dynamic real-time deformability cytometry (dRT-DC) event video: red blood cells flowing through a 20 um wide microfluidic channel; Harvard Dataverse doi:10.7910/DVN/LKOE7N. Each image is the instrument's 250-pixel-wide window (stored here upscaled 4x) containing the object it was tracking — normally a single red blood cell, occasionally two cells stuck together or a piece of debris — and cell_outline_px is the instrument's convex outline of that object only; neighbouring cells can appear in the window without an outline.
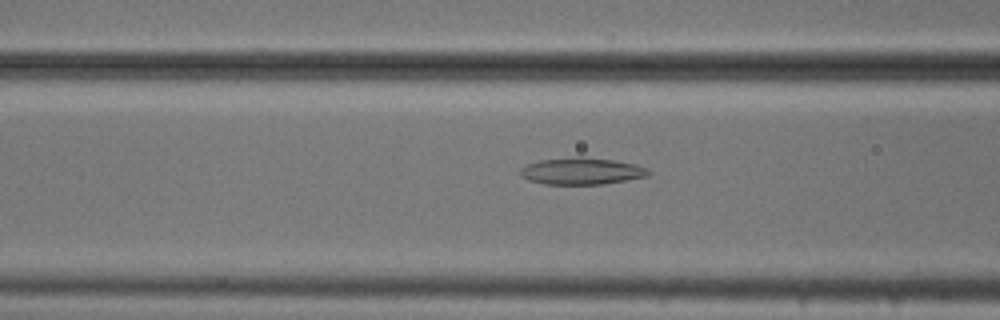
{"species": "common noctule bat (a hibernating species)", "species_latin": "Nyctalus noctula", "temperature_condition": "cold", "stored_images_in_passage": 40, "camera_frame_rate_fps": 3000, "um_per_image_px": 0.085, "animal": {"sex": "male", "body_mass_g": 20.5, "forearm_length_mm": 52.5}, "frame": {"image": 1, "passage_image": 8, "time_ms": 2.333, "image_size_px": [1000, 320], "cell_outline_px": [[652, 172], [648, 176], [628, 180], [604, 184], [544, 184], [528, 180], [520, 176], [520, 168], [528, 164], [540, 160], [580, 156], [612, 160], [636, 164], [648, 168]], "centroid_in_image_um": [49.46, 14.55], "position_along_channel_um": 117.1, "area_um2": 20.17}}
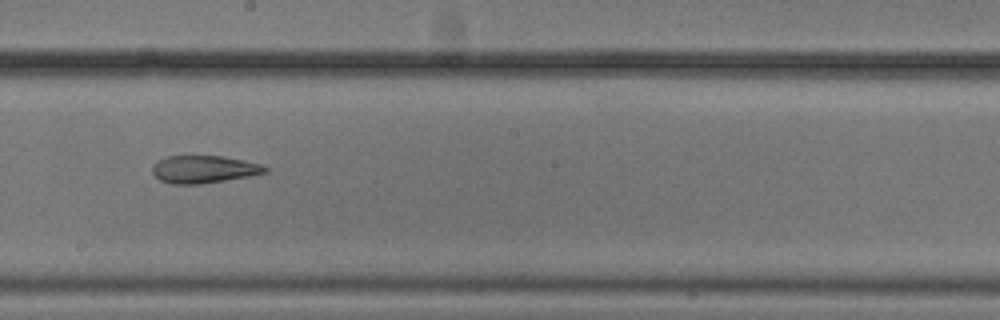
{"frame": {"image": 2, "passage_image": 17, "time_ms": 5.333, "image_size_px": [1000, 320], "cell_outline_px": [[268, 172], [248, 176], [200, 184], [172, 184], [160, 180], [152, 172], [152, 164], [168, 156], [224, 156], [260, 164], [268, 168]], "centroid_in_image_um": [17.31, 14.39], "position_along_channel_um": 230.9, "area_um2": 17.92}}
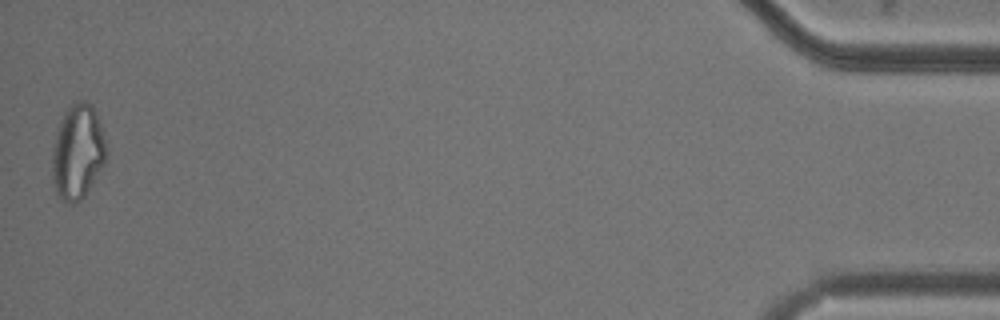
{"frame": {"image": 3, "passage_image": 40, "time_ms": 13.0, "image_size_px": [1000, 320], "cell_outline_px": [[108, 152], [104, 164], [92, 184], [84, 196], [80, 200], [72, 204], [68, 204], [56, 192], [52, 176], [52, 148], [56, 132], [64, 112], [76, 100], [84, 100], [92, 104], [108, 148]], "centroid_in_image_um": [6.6, 12.9], "position_along_channel_um": 428.6, "area_um2": 29.88}, "authors_computed_cell_mechanics": {"area_um2": 20.2589, "velocity_mm_per_s": 3.7761, "shape_relaxation_time_tau1_ms": 10.5474, "shape_relaxation_time_tau2_ms": 3.2597, "deformation_change_tau1": 0.2429, "deformation_change_tau2": 0.1293}}